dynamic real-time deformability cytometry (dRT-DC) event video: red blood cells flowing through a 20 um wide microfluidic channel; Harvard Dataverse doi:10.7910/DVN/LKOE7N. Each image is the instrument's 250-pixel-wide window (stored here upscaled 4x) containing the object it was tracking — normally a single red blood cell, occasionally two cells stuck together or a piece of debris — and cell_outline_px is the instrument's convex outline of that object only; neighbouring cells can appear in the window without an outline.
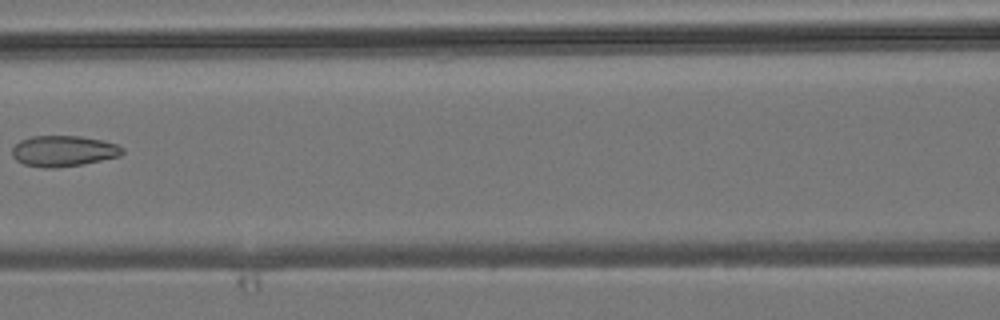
{"species": "common noctule bat (a hibernating species)", "species_latin": "Nyctalus noctula", "temperature_condition": "room temperature", "stored_images_in_passage": 7, "camera_frame_rate_fps": 3000, "um_per_image_px": 0.085, "animal": {"sex": "male", "body_mass_g": 19.2, "forearm_length_mm": 51.8}, "frame": {"image": 1, "passage_image": 7, "time_ms": 6.667, "image_size_px": [1000, 320], "cell_outline_px": [[124, 152], [120, 156], [84, 164], [56, 168], [44, 168], [24, 164], [16, 160], [12, 156], [12, 148], [20, 140], [32, 136], [80, 136], [104, 140], [116, 144], [124, 148]], "centroid_in_image_um": [5.4, 12.84], "position_along_channel_um": 161.2, "area_um2": 20.0}}